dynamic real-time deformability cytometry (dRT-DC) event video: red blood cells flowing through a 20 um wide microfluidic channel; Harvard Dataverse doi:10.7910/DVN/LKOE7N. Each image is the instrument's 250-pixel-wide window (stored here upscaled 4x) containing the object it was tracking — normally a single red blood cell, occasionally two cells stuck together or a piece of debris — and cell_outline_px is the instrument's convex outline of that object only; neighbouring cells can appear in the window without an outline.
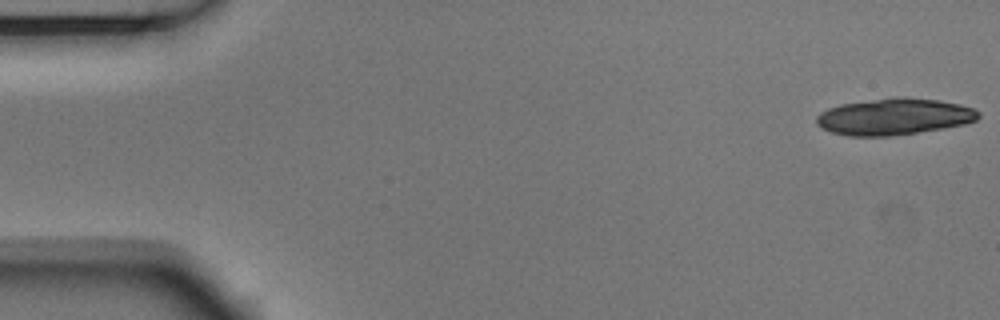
{"species": "Egyptian fruit bat (a non-hibernating species)", "species_latin": "Rousettus aegyptiacus", "temperature_condition": "room temperature", "stored_images_in_passage": 18, "camera_frame_rate_fps": 3000, "um_per_image_px": 0.085, "animal": {"sex": "male"}, "frame": {"image": 1, "passage_image": 1, "time_ms": 0.0, "image_size_px": [1000, 320], "cell_outline_px": [[980, 116], [976, 120], [964, 124], [916, 132], [888, 136], [848, 136], [832, 132], [816, 124], [816, 116], [820, 112], [828, 108], [840, 104], [896, 96], [904, 96], [940, 100], [960, 104], [972, 108], [980, 112]], "centroid_in_image_um": [75.98, 9.89], "position_along_channel_um": 9.0, "area_um2": 34.45}}